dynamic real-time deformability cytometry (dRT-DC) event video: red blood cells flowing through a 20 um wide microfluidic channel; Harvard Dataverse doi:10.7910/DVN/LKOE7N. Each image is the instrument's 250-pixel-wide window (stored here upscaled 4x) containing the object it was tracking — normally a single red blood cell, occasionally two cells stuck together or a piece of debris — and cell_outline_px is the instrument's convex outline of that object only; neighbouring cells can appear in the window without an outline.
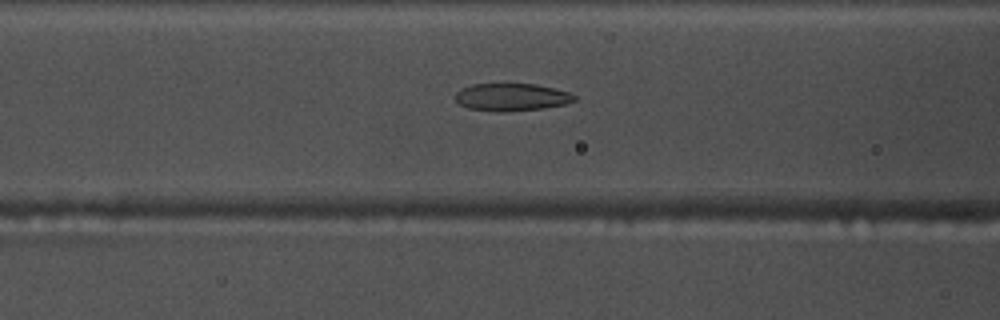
{"species": "common noctule bat (a hibernating species)", "species_latin": "Nyctalus noctula", "temperature_condition": "warm", "stored_images_in_passage": 54, "camera_frame_rate_fps": 3000, "um_per_image_px": 0.085, "animal": {"sex": "male", "body_mass_g": 17.5, "forearm_length_mm": 52.3}, "frame": {"image": 1, "passage_image": 21, "time_ms": 6.667, "image_size_px": [1000, 320], "cell_outline_px": [[576, 100], [564, 104], [544, 108], [500, 112], [468, 108], [460, 104], [452, 96], [460, 88], [472, 84], [536, 84], [568, 92], [576, 96]], "centroid_in_image_um": [43.43, 8.25], "position_along_channel_um": 123.2, "area_um2": 19.07}}
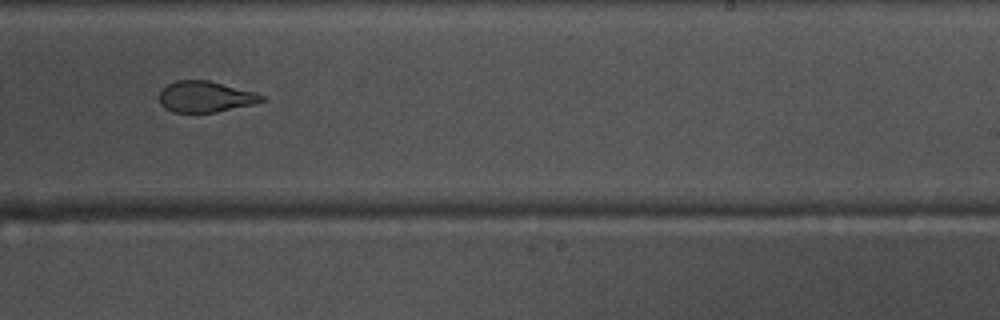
{"frame": {"image": 2, "passage_image": 33, "time_ms": 10.667, "image_size_px": [1000, 320], "cell_outline_px": [[268, 100], [256, 104], [216, 112], [172, 112], [164, 108], [160, 104], [160, 92], [168, 84], [176, 80], [208, 80], [256, 92], [264, 96]], "centroid_in_image_um": [17.5, 8.22], "position_along_channel_um": 271.5, "area_um2": 18.67}}
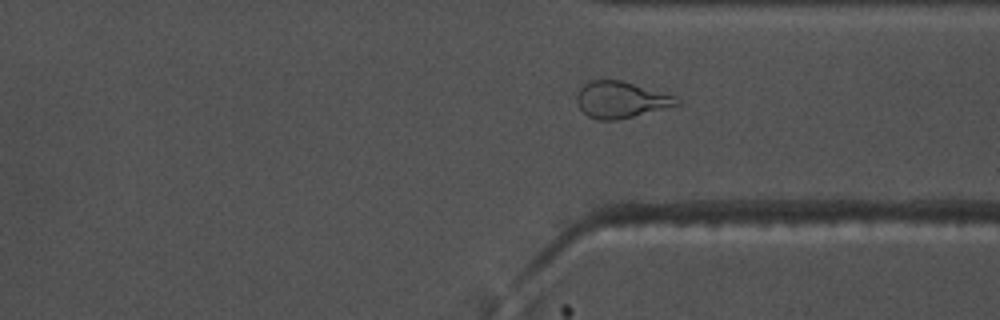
{"frame": {"image": 3, "passage_image": 40, "time_ms": 13.0, "image_size_px": [1000, 320], "cell_outline_px": [[680, 104], [616, 120], [600, 120], [588, 116], [580, 108], [576, 100], [576, 96], [580, 88], [584, 84], [592, 80], [620, 80], [676, 96]], "centroid_in_image_um": [52.74, 8.47], "position_along_channel_um": 358.7, "area_um2": 20.81}, "authors_computed_cell_mechanics": {"area_um2": 20.6924, "velocity_mm_per_s": 3.7183, "shape_relaxation_time_tau1_ms": 11.0776, "shape_relaxation_time_tau2_ms": 2.0556, "deformation_change_tau1": 0.2982, "deformation_change_tau2": 0.1021}}